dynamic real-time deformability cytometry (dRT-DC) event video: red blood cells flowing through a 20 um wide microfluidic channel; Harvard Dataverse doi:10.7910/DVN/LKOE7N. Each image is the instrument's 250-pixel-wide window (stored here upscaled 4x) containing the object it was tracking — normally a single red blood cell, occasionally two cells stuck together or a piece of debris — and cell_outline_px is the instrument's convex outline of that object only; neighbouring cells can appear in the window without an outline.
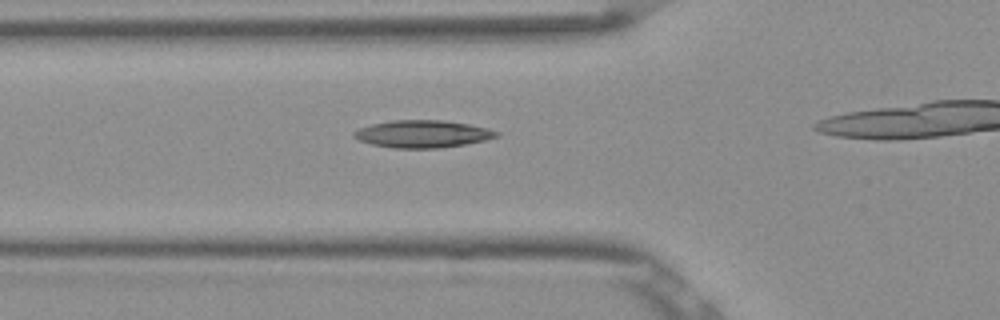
{"species": "Egyptian fruit bat (a non-hibernating species)", "species_latin": "Rousettus aegyptiacus", "temperature_condition": "room temperature", "stored_images_in_passage": 27, "camera_frame_rate_fps": 3000, "um_per_image_px": 0.085, "frame": {"image": 1, "passage_image": 13, "time_ms": 4.0, "image_size_px": [1000, 320], "cell_outline_px": [[500, 136], [484, 140], [464, 144], [440, 148], [392, 148], [372, 144], [360, 140], [352, 136], [352, 132], [360, 128], [372, 124], [392, 120], [444, 120], [468, 124], [500, 132]], "centroid_in_image_um": [35.9, 11.38], "position_along_channel_um": 89.9, "area_um2": 22.6}}
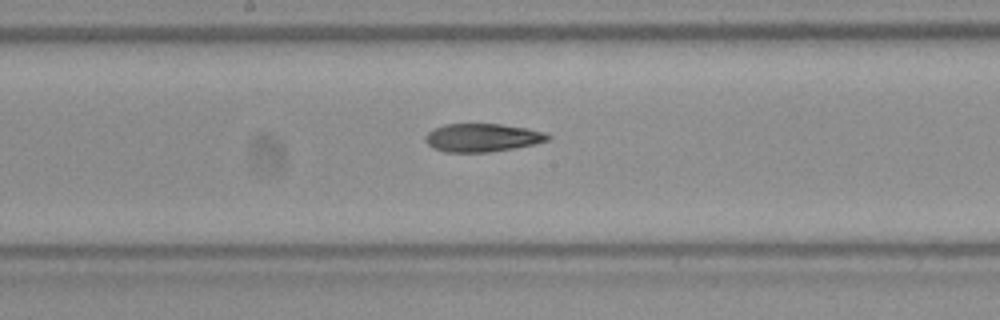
{"frame": {"image": 2, "passage_image": 22, "time_ms": 7.0, "image_size_px": [1000, 320], "cell_outline_px": [[552, 136], [548, 140], [536, 144], [488, 152], [444, 152], [432, 148], [424, 140], [424, 136], [428, 132], [444, 124], [500, 124], [528, 128], [544, 132]], "centroid_in_image_um": [40.98, 11.7], "position_along_channel_um": 207.2, "area_um2": 20.17}}
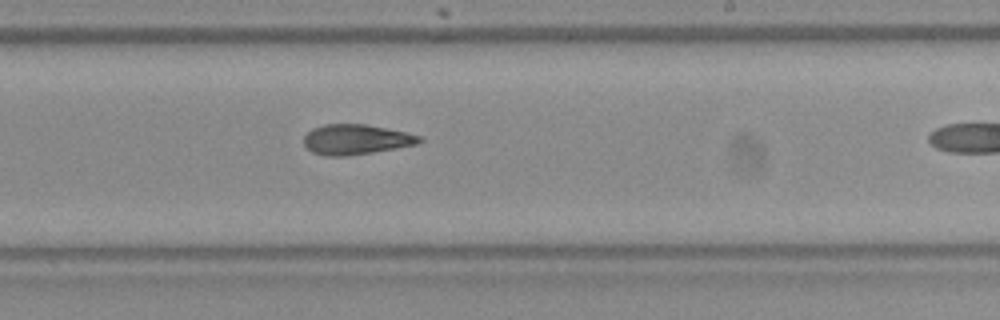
{"frame": {"image": 3, "passage_image": 26, "time_ms": 8.333, "image_size_px": [1000, 320], "cell_outline_px": [[424, 140], [416, 144], [396, 148], [372, 152], [344, 156], [328, 156], [312, 152], [304, 144], [304, 136], [312, 128], [324, 124], [364, 124], [408, 132], [420, 136]], "centroid_in_image_um": [30.26, 11.84], "position_along_channel_um": 258.7, "area_um2": 20.17}}